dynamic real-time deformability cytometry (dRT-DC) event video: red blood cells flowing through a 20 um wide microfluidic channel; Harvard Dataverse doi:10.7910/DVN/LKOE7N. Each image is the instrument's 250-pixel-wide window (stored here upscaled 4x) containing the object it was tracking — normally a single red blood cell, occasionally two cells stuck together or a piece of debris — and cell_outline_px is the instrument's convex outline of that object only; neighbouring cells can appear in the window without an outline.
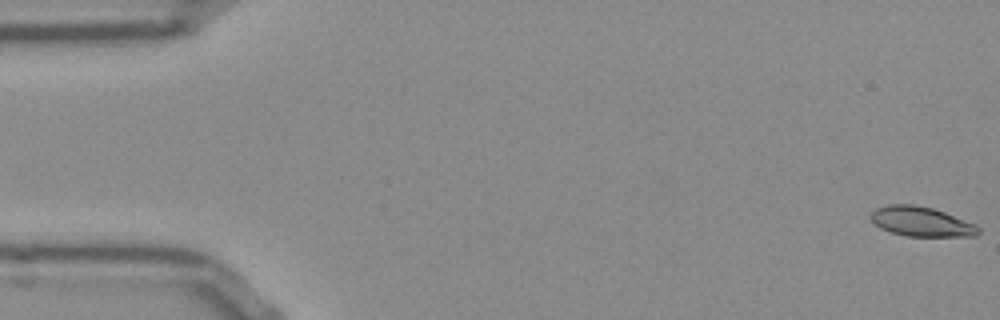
{"species": "Egyptian fruit bat (a non-hibernating species)", "species_latin": "Rousettus aegyptiacus", "temperature_condition": "room temperature", "stored_images_in_passage": 35, "camera_frame_rate_fps": 3000, "um_per_image_px": 0.085, "frame": {"image": 1, "passage_image": 1, "time_ms": 0.0, "image_size_px": [1000, 320], "cell_outline_px": [[980, 232], [976, 236], [908, 236], [892, 232], [880, 228], [872, 220], [872, 212], [876, 208], [888, 204], [912, 204], [932, 208], [944, 212], [976, 224], [980, 228]], "centroid_in_image_um": [78.34, 18.83], "position_along_channel_um": 6.7, "area_um2": 18.44}}
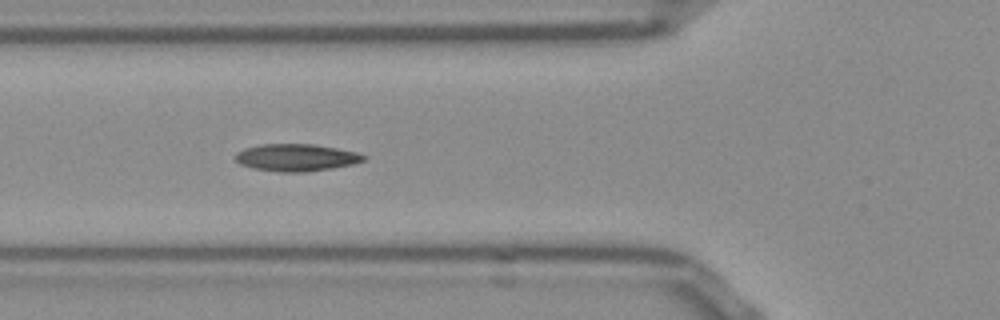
{"frame": {"image": 2, "passage_image": 19, "time_ms": 6.0, "image_size_px": [1000, 320], "cell_outline_px": [[368, 156], [364, 160], [352, 164], [332, 168], [304, 172], [280, 172], [252, 168], [240, 164], [232, 156], [236, 152], [244, 148], [260, 144], [316, 144], [356, 152]], "centroid_in_image_um": [25.14, 13.38], "position_along_channel_um": 100.7, "area_um2": 20.46}}
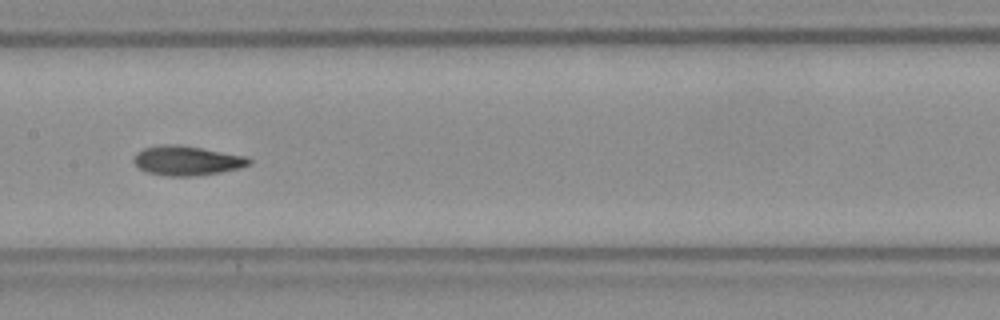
{"frame": {"image": 3, "passage_image": 26, "time_ms": 8.333, "image_size_px": [1000, 320], "cell_outline_px": [[252, 160], [248, 164], [240, 168], [220, 172], [192, 176], [168, 176], [144, 172], [132, 160], [136, 152], [144, 148], [160, 144], [180, 144], [248, 156]], "centroid_in_image_um": [15.87, 13.64], "position_along_channel_um": 191.5, "area_um2": 20.0}}